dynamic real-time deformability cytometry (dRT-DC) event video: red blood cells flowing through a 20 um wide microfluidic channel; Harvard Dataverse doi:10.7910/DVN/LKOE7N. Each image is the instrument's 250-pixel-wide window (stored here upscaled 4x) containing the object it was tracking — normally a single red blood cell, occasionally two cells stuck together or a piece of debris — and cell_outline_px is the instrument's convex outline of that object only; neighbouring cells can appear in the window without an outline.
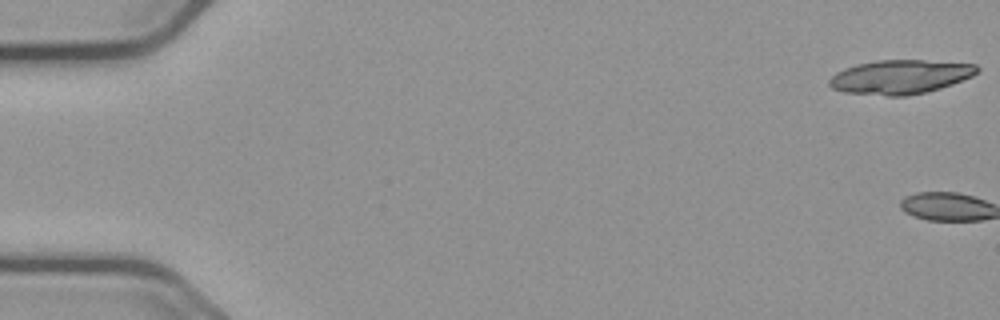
{"species": "common noctule bat (a hibernating species)", "species_latin": "Nyctalus noctula", "temperature_condition": "cold", "stored_images_in_passage": 2, "camera_frame_rate_fps": 3000, "um_per_image_px": 0.085, "animal": {"sex": "male", "body_mass_g": 23.1, "forearm_length_mm": 52.7}, "frame": {"image": 1, "passage_image": 1, "time_ms": 0.0, "image_size_px": [1000, 320], "cell_outline_px": [[980, 72], [972, 76], [952, 84], [940, 88], [908, 96], [888, 96], [844, 92], [832, 88], [828, 84], [828, 80], [836, 72], [844, 68], [856, 64], [880, 60], [924, 60], [976, 64], [980, 68]], "centroid_in_image_um": [76.52, 6.53], "position_along_channel_um": 8.5, "area_um2": 29.42}}